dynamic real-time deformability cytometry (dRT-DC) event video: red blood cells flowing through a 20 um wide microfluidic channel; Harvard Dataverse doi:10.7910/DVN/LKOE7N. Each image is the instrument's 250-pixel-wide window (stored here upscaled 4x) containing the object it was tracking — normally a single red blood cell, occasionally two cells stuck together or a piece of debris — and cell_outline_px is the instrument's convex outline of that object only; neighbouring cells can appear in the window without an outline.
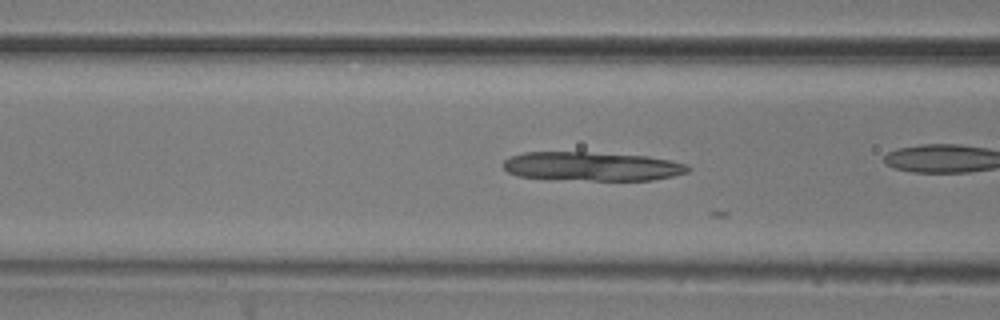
{"species": "common noctule bat (a hibernating species)", "species_latin": "Nyctalus noctula", "temperature_condition": "room temperature", "stored_images_in_passage": 21, "camera_frame_rate_fps": 3000, "um_per_image_px": 0.085, "animal": {"sex": "male", "body_mass_g": 20.5, "forearm_length_mm": 52.5}, "frame": {"image": 1, "passage_image": 20, "time_ms": 6.333, "image_size_px": [1000, 320], "cell_outline_px": [[692, 168], [688, 172], [672, 176], [652, 180], [592, 180], [516, 176], [508, 172], [504, 168], [504, 160], [512, 156], [524, 152], [584, 152], [648, 156], [688, 164]], "centroid_in_image_um": [50.36, 14.13], "position_along_channel_um": 116.2, "area_um2": 30.87}}